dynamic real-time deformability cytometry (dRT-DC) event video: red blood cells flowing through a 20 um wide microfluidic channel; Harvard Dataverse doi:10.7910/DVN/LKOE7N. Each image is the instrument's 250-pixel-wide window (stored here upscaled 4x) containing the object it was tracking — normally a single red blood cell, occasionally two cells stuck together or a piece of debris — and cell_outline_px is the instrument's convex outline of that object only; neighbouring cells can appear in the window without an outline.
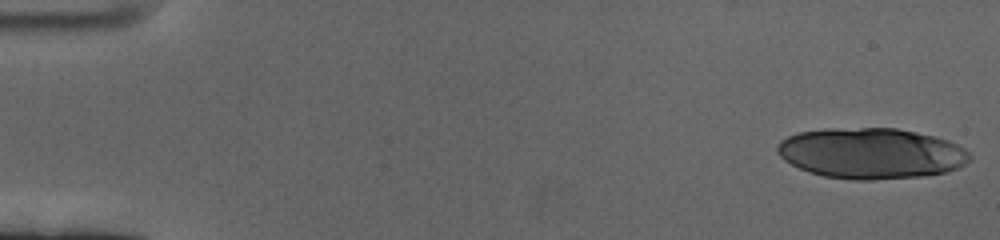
{"species": "human", "species_latin": "Homo sapiens", "temperature_condition": "cold", "stored_images_in_passage": 19, "camera_frame_rate_fps": 3000, "um_per_image_px": 0.085, "donor": {"sex": "female"}, "frame": {"image": 1, "passage_image": 1, "time_ms": 0.0, "image_size_px": [1000, 240], "cell_outline_px": [[972, 156], [964, 164], [956, 168], [944, 172], [920, 176], [868, 180], [856, 180], [824, 176], [800, 168], [784, 160], [776, 152], [776, 144], [780, 140], [788, 136], [800, 132], [824, 128], [896, 128], [916, 132], [948, 140], [964, 148]], "centroid_in_image_um": [74.01, 13.02], "position_along_channel_um": 11.0, "area_um2": 56.7}}